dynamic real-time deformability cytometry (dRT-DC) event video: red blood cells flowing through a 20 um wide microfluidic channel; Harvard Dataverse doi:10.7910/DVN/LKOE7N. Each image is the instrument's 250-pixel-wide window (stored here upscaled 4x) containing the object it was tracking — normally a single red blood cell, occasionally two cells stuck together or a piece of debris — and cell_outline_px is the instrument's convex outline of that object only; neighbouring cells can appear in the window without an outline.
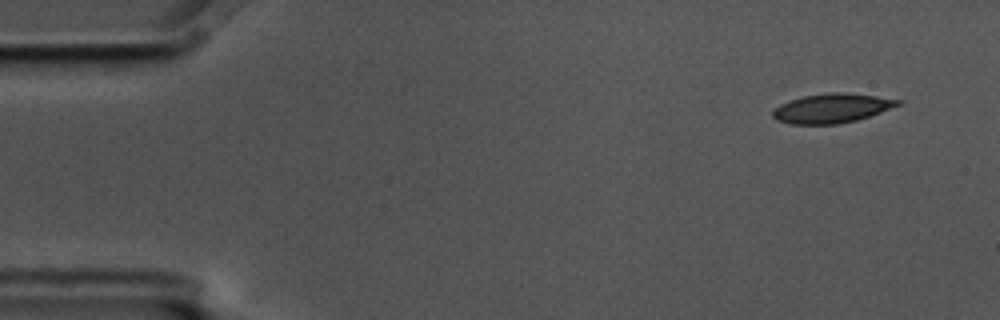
{"species": "common noctule bat (a hibernating species)", "species_latin": "Nyctalus noctula", "temperature_condition": "cold", "stored_images_in_passage": 6, "camera_frame_rate_fps": 3000, "um_per_image_px": 0.085, "animal": {"sex": "male", "body_mass_g": 17.5, "forearm_length_mm": 52.3}, "frame": {"image": 1, "passage_image": 1, "time_ms": 0.0, "image_size_px": [1000, 320], "cell_outline_px": [[904, 104], [856, 120], [840, 124], [792, 124], [776, 120], [772, 116], [772, 112], [780, 104], [788, 100], [804, 96], [828, 92], [848, 92], [904, 100]], "centroid_in_image_um": [70.74, 9.19], "position_along_channel_um": 14.3, "area_um2": 21.56}}